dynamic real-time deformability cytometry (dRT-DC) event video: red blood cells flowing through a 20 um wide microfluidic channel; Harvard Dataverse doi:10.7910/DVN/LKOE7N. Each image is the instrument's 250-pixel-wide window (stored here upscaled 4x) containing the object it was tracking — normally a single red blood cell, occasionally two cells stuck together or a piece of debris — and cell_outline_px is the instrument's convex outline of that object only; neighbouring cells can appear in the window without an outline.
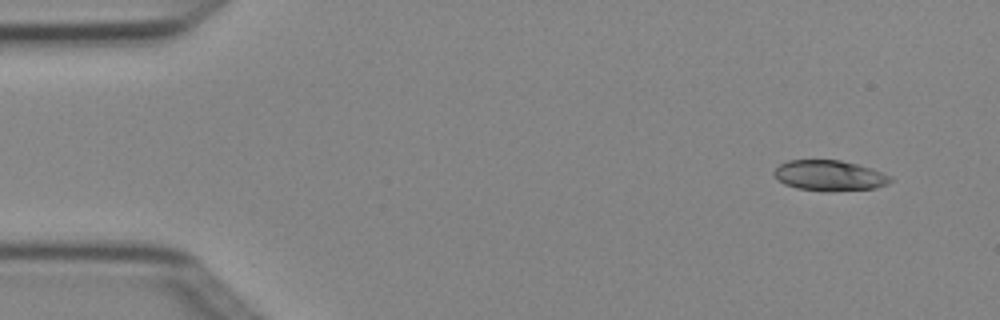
{"species": "Egyptian fruit bat (a non-hibernating species)", "species_latin": "Rousettus aegyptiacus", "temperature_condition": "cold", "stored_images_in_passage": 4, "segment_of_instrument_passage": [1, 2], "camera_frame_rate_fps": 3000, "um_per_image_px": 0.085, "animal": {"sex": "female"}, "frame": {"image": 1, "passage_image": 1, "time_ms": 0.0, "image_size_px": [1000, 320], "cell_outline_px": [[892, 180], [888, 184], [876, 188], [832, 192], [824, 192], [796, 188], [784, 184], [772, 172], [780, 164], [788, 160], [840, 160], [872, 168], [892, 176]], "centroid_in_image_um": [70.53, 14.94], "position_along_channel_um": 14.5, "area_um2": 20.92}}